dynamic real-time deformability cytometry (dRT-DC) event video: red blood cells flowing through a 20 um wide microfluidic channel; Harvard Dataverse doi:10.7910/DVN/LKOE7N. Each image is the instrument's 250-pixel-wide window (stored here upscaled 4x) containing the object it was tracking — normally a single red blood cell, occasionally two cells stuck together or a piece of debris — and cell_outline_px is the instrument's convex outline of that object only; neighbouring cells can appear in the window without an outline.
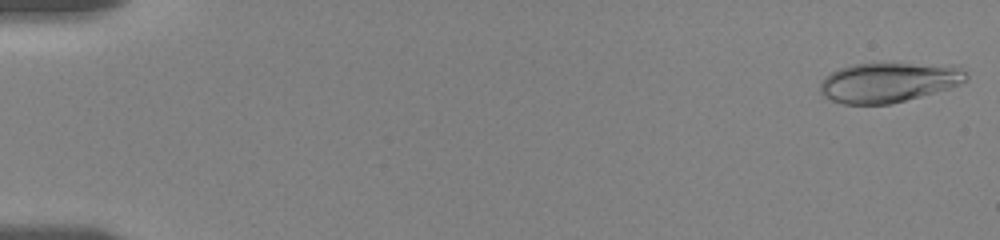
{"species": "human", "species_latin": "Homo sapiens", "temperature_condition": "room temperature", "stored_images_in_passage": 18, "camera_frame_rate_fps": 3000, "um_per_image_px": 0.085, "donor": {"sex": "female"}, "frame": {"image": 1, "passage_image": 1, "time_ms": 0.0, "image_size_px": [1000, 240], "cell_outline_px": [[968, 80], [960, 84], [948, 88], [920, 96], [888, 104], [844, 104], [832, 100], [824, 96], [820, 92], [820, 84], [824, 76], [840, 68], [852, 64], [912, 64], [960, 68], [968, 76]], "centroid_in_image_um": [75.45, 7.02], "position_along_channel_um": 9.6, "area_um2": 33.06}}